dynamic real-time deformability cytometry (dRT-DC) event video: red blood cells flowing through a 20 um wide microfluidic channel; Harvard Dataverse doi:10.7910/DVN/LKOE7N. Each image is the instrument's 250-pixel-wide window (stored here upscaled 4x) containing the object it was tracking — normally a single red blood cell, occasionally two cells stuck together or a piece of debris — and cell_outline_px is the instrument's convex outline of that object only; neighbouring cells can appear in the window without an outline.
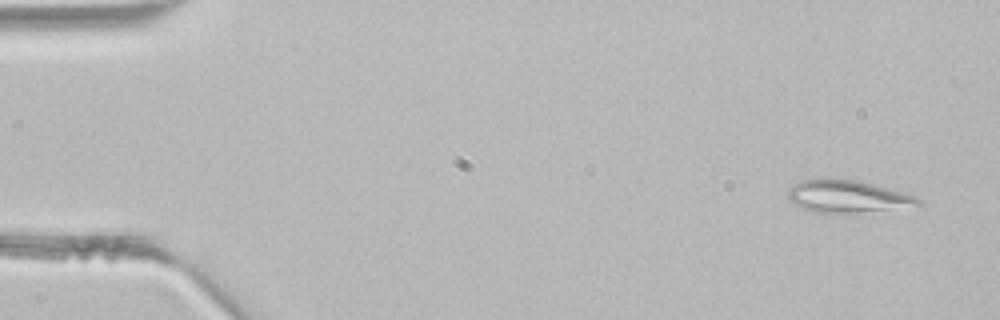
{"species": "common noctule bat (a hibernating species)", "species_latin": "Nyctalus noctula", "temperature_condition": "room temperature", "stored_images_in_passage": 3, "camera_frame_rate_fps": 3000, "um_per_image_px": 0.085, "animal": {"sex": "male", "body_mass_g": 21.5, "forearm_length_mm": 52.0}, "frame": {"image": 1, "passage_image": 1, "time_ms": 0.0, "image_size_px": [1000, 320], "cell_outline_px": [[920, 204], [856, 212], [812, 212], [788, 200], [788, 188], [792, 184], [800, 180], [820, 176], [856, 180], [888, 188], [916, 196], [920, 200]], "centroid_in_image_um": [71.88, 16.63], "position_along_channel_um": 13.1, "area_um2": 24.28}}